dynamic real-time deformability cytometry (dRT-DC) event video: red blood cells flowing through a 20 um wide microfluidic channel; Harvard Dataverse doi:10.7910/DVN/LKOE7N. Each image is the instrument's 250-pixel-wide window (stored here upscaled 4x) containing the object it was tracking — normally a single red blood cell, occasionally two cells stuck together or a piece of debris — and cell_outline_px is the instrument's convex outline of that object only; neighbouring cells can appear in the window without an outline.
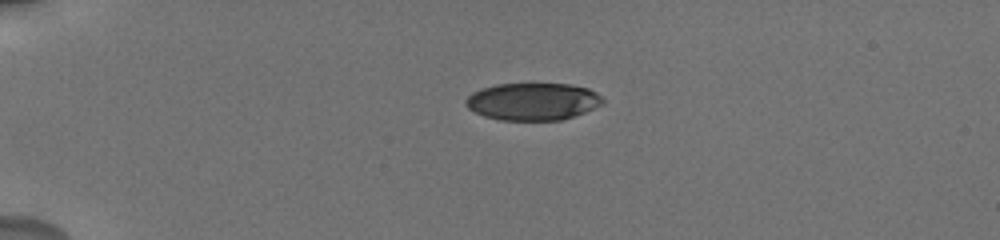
{"species": "human", "species_latin": "Homo sapiens", "temperature_condition": "cold", "stored_images_in_passage": 40, "camera_frame_rate_fps": 3000, "um_per_image_px": 0.085, "donor": {"sex": "male"}, "frame": {"image": 1, "passage_image": 1, "time_ms": 0.0, "image_size_px": [1000, 240], "cell_outline_px": [[604, 104], [584, 112], [560, 120], [500, 120], [484, 116], [468, 108], [464, 104], [464, 100], [472, 92], [496, 84], [568, 84], [588, 88], [596, 92], [604, 100]], "centroid_in_image_um": [45.28, 8.63], "position_along_channel_um": 39.7, "area_um2": 29.71}}
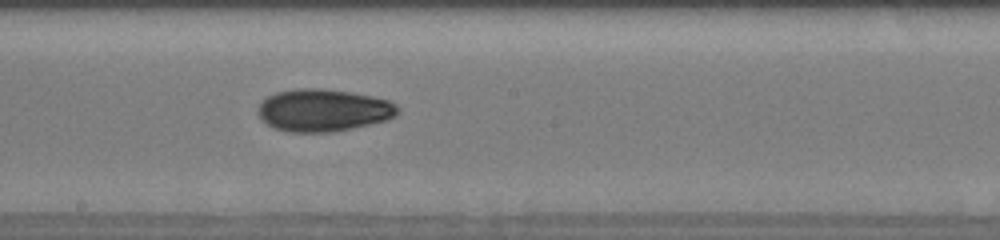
{"frame": {"image": 2, "passage_image": 25, "time_ms": 6.333, "image_size_px": [1000, 240], "cell_outline_px": [[400, 112], [396, 116], [388, 120], [352, 128], [332, 132], [292, 132], [276, 128], [268, 124], [256, 112], [260, 104], [268, 96], [276, 92], [296, 88], [320, 88], [352, 92], [372, 96], [388, 100], [396, 104], [400, 108]], "centroid_in_image_um": [27.53, 9.36], "position_along_channel_um": 220.7, "area_um2": 34.56}}
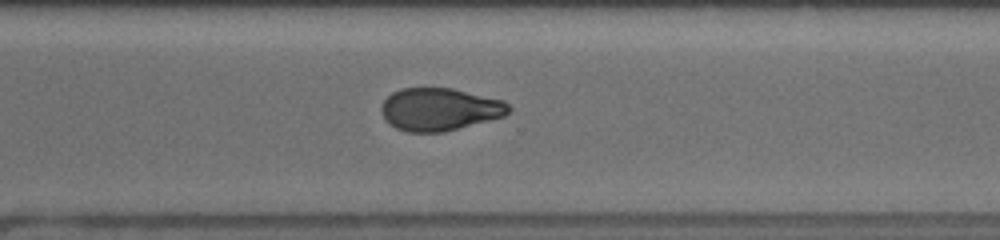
{"frame": {"image": 3, "passage_image": 38, "time_ms": 9.333, "image_size_px": [1000, 240], "cell_outline_px": [[512, 112], [504, 116], [444, 132], [408, 132], [396, 128], [388, 124], [384, 120], [380, 112], [380, 108], [384, 100], [392, 92], [400, 88], [452, 88], [504, 100], [512, 108]], "centroid_in_image_um": [37.35, 9.29], "position_along_channel_um": 333.2, "area_um2": 31.96}}